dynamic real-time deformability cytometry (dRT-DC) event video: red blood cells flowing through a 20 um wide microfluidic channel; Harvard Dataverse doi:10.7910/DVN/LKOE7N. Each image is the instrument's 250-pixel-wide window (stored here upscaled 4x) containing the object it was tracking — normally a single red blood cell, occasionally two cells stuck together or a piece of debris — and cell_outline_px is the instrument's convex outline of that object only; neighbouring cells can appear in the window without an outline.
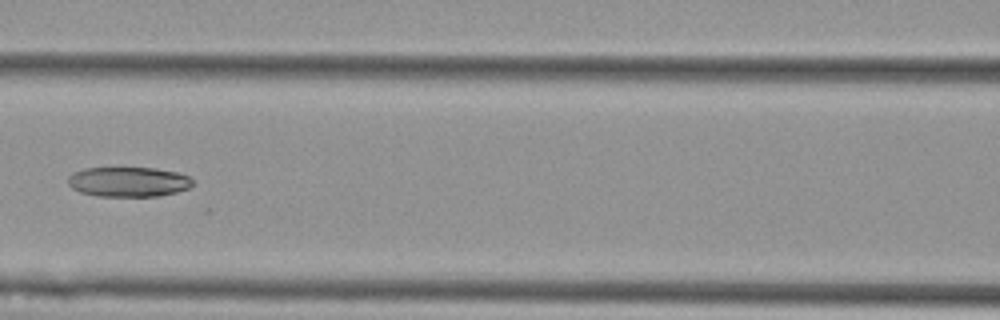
{"species": "Egyptian fruit bat (a non-hibernating species)", "species_latin": "Rousettus aegyptiacus", "temperature_condition": "cold", "stored_images_in_passage": 8, "camera_frame_rate_fps": 3000, "um_per_image_px": 0.085, "animal": {"sex": "female"}, "frame": {"image": 1, "passage_image": 8, "time_ms": 2.333, "image_size_px": [1000, 320], "cell_outline_px": [[192, 184], [188, 188], [176, 192], [160, 196], [96, 196], [80, 192], [72, 188], [68, 184], [68, 176], [84, 168], [156, 168], [176, 172], [188, 176], [192, 180]], "centroid_in_image_um": [10.9, 15.46], "position_along_channel_um": 155.7, "area_um2": 21.62}}